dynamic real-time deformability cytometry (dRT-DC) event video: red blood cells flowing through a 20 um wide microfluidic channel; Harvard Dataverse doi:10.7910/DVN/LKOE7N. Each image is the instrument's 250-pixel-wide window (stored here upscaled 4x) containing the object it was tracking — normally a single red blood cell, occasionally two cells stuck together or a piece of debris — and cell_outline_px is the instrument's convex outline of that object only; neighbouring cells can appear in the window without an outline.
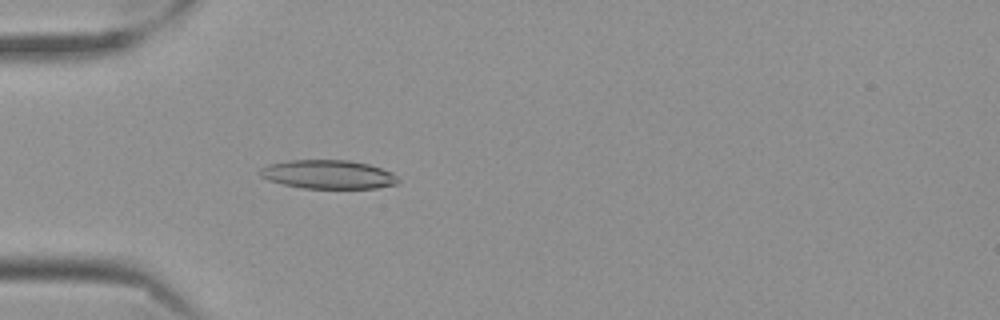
{"species": "Egyptian fruit bat (a non-hibernating species)", "species_latin": "Rousettus aegyptiacus", "temperature_condition": "cold", "stored_images_in_passage": 56, "camera_frame_rate_fps": 3000, "um_per_image_px": 0.085, "frame": {"image": 1, "passage_image": 16, "time_ms": 5.0, "image_size_px": [1000, 320], "cell_outline_px": [[400, 180], [396, 184], [376, 188], [304, 188], [284, 184], [268, 180], [260, 176], [256, 172], [260, 168], [268, 164], [292, 160], [348, 160], [368, 164], [392, 172]], "centroid_in_image_um": [27.87, 14.82], "position_along_channel_um": 57.1, "area_um2": 23.12}}
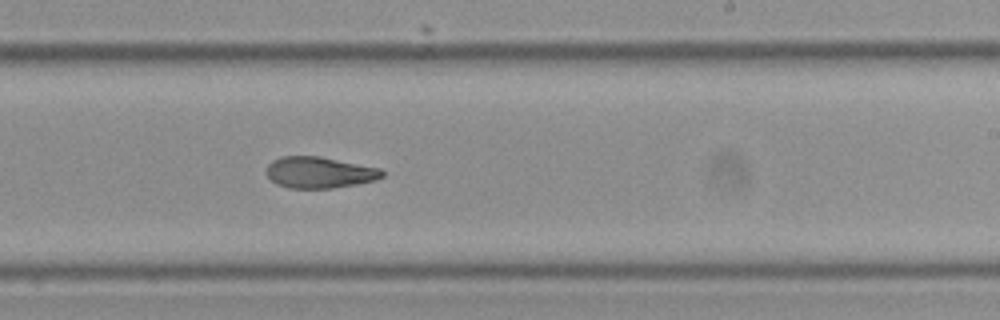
{"frame": {"image": 2, "passage_image": 34, "time_ms": 11.0, "image_size_px": [1000, 320], "cell_outline_px": [[384, 176], [376, 180], [356, 184], [332, 188], [288, 188], [276, 184], [268, 176], [268, 164], [272, 160], [280, 156], [316, 156], [380, 168], [384, 172]], "centroid_in_image_um": [27.15, 14.66], "position_along_channel_um": 261.9, "area_um2": 20.92}}
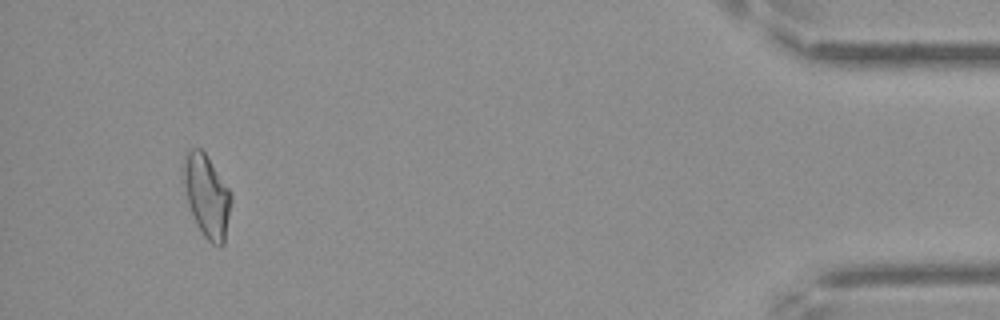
{"frame": {"image": 3, "passage_image": 53, "time_ms": 17.333, "image_size_px": [1000, 320], "cell_outline_px": [[232, 200], [224, 244], [212, 244], [204, 236], [188, 204], [184, 184], [184, 156], [188, 148], [200, 148], [204, 152], [228, 188], [232, 196]], "centroid_in_image_um": [17.59, 16.63], "position_along_channel_um": 417.6, "area_um2": 22.31}, "authors_computed_cell_mechanics": {"area_um2": 22.1374, "velocity_mm_per_s": 3.5098, "shape_relaxation_time_tau1_ms": null, "shape_relaxation_time_tau2_ms": 4.8624, "deformation_change_tau1": null, "deformation_change_tau2": 0.1156}}